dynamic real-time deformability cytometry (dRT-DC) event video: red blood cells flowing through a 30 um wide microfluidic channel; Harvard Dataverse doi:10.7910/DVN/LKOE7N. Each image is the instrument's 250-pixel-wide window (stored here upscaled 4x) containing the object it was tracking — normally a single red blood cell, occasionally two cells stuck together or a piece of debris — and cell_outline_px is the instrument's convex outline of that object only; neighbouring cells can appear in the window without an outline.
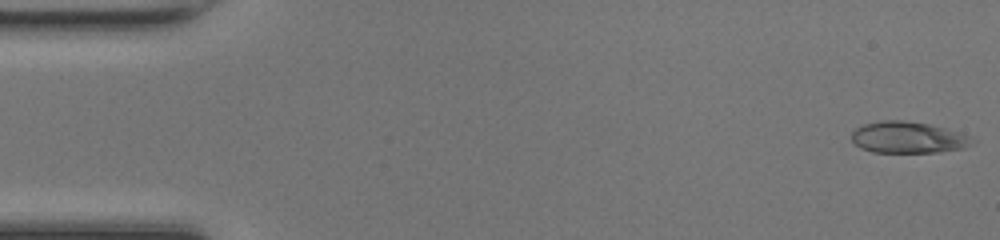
{"species": "common noctule bat (a hibernating species)", "species_latin": "Nyctalus noctula", "temperature_condition": "room temperature", "stored_images_in_passage": 48, "camera_frame_rate_fps": 3000, "um_per_image_px": 0.085, "animal": {"sex": "female", "body_mass_g": 17.0, "forearm_length_mm": 48.0}, "frame": {"image": 1, "passage_image": 1, "time_ms": 0.0, "image_size_px": [1000, 240], "cell_outline_px": [[976, 140], [964, 148], [936, 152], [872, 152], [860, 148], [852, 140], [852, 132], [856, 128], [864, 124], [880, 120], [900, 120], [928, 124], [960, 132]], "centroid_in_image_um": [77.16, 11.68], "position_along_channel_um": 7.8, "area_um2": 21.96}}
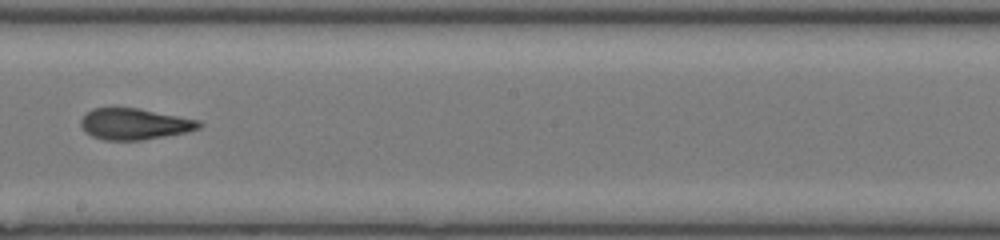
{"frame": {"image": 2, "passage_image": 27, "time_ms": 8.667, "image_size_px": [1000, 240], "cell_outline_px": [[204, 124], [200, 128], [184, 132], [164, 136], [140, 140], [104, 140], [92, 136], [84, 132], [80, 124], [80, 120], [92, 108], [136, 108], [200, 120]], "centroid_in_image_um": [11.41, 10.54], "position_along_channel_um": 236.8, "area_um2": 21.33}}
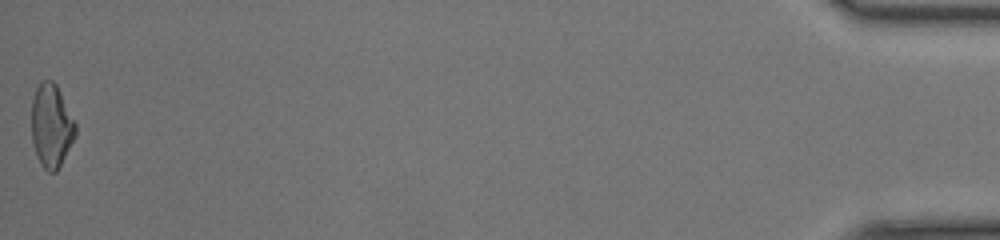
{"frame": {"image": 3, "passage_image": 48, "time_ms": 15.667, "image_size_px": [1000, 240], "cell_outline_px": [[76, 136], [56, 172], [48, 172], [40, 164], [36, 156], [32, 144], [32, 100], [36, 88], [40, 80], [52, 80], [56, 84], [76, 124]], "centroid_in_image_um": [4.35, 10.7], "position_along_channel_um": 430.8, "area_um2": 21.39}, "authors_computed_cell_mechanics": {"area_um2": 21.8195, "velocity_mm_per_s": 4.3122, "shape_relaxation_time_tau1_ms": 9.5299, "shape_relaxation_time_tau2_ms": 1.9103, "deformation_change_tau1": 0.2848, "deformation_change_tau2": 0.0861}}